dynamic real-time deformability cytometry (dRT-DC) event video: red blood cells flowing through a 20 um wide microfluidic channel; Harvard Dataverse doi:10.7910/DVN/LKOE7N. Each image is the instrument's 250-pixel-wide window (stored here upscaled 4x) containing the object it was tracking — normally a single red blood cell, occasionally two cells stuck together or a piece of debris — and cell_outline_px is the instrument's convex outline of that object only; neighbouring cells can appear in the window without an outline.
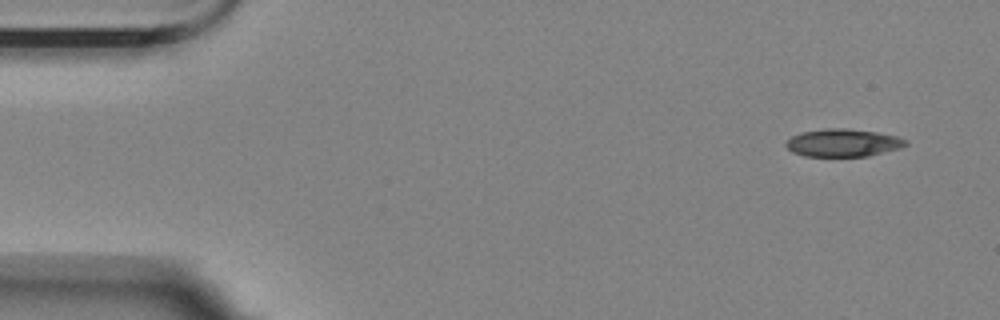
{"species": "Egyptian fruit bat (a non-hibernating species)", "species_latin": "Rousettus aegyptiacus", "temperature_condition": "room temperature", "stored_images_in_passage": 11, "camera_frame_rate_fps": 3000, "um_per_image_px": 0.085, "animal": {"sex": "female"}, "frame": {"image": 1, "passage_image": 1, "time_ms": 0.0, "image_size_px": [1000, 320], "cell_outline_px": [[908, 144], [900, 148], [868, 156], [804, 156], [792, 152], [784, 144], [784, 140], [800, 132], [824, 128], [848, 128], [876, 132], [896, 136], [908, 140]], "centroid_in_image_um": [71.62, 12.13], "position_along_channel_um": 13.4, "area_um2": 19.54}}